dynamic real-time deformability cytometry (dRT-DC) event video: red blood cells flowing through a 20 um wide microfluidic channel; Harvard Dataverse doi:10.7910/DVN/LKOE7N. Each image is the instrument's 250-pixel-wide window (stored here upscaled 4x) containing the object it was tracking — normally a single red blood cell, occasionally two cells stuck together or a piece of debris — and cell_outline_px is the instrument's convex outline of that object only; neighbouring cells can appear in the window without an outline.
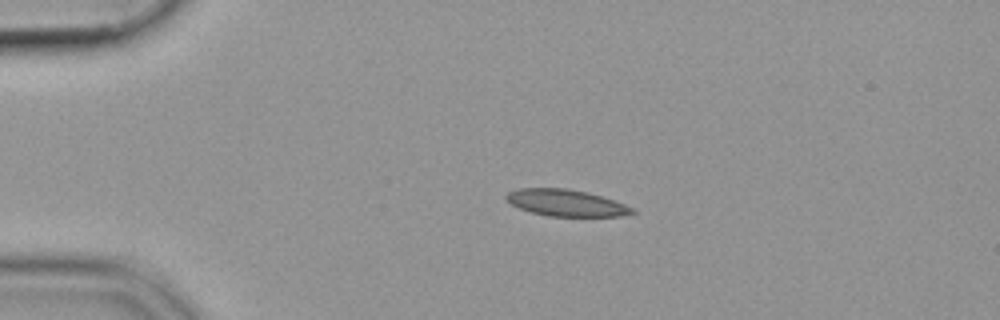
{"species": "common noctule bat (a hibernating species)", "species_latin": "Nyctalus noctula", "temperature_condition": "cold", "stored_images_in_passage": 43, "camera_frame_rate_fps": 3000, "um_per_image_px": 0.085, "animal": {"sex": "female", "body_mass_g": 19.9}, "frame": {"image": 1, "passage_image": 1, "time_ms": 0.0, "image_size_px": [1000, 320], "cell_outline_px": [[636, 212], [620, 216], [548, 216], [532, 212], [520, 208], [504, 200], [504, 196], [508, 192], [520, 188], [568, 188], [588, 192], [636, 208]], "centroid_in_image_um": [48.1, 17.24], "position_along_channel_um": 36.9, "area_um2": 19.54}}
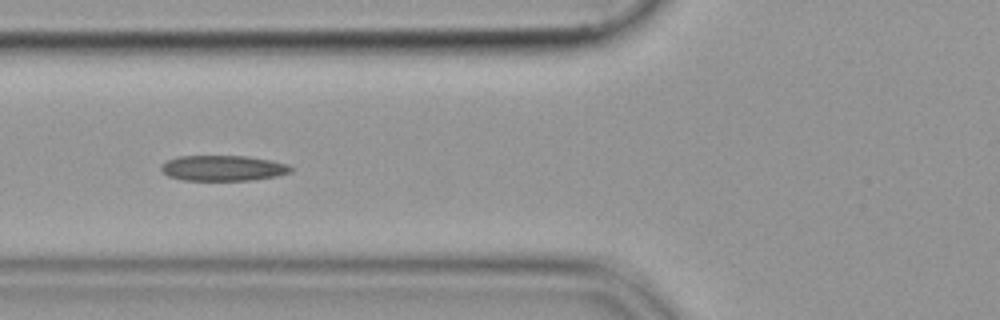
{"frame": {"image": 2, "passage_image": 10, "time_ms": 3.0, "image_size_px": [1000, 320], "cell_outline_px": [[292, 172], [276, 176], [252, 180], [184, 180], [168, 176], [160, 168], [160, 164], [176, 156], [248, 156], [272, 160], [288, 164], [292, 168]], "centroid_in_image_um": [18.96, 14.28], "position_along_channel_um": 106.8, "area_um2": 19.36}}
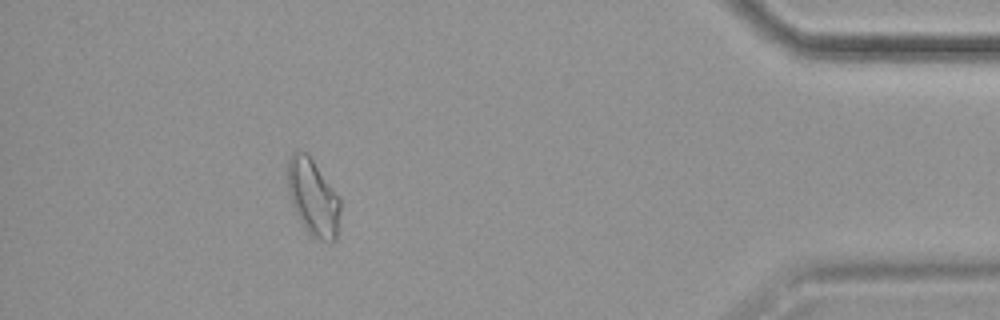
{"frame": {"image": 3, "passage_image": 38, "time_ms": 12.333, "image_size_px": [1000, 320], "cell_outline_px": [[340, 212], [336, 240], [332, 244], [320, 240], [312, 236], [304, 228], [292, 204], [288, 192], [288, 160], [292, 152], [308, 152], [340, 196]], "centroid_in_image_um": [26.64, 16.78], "position_along_channel_um": 408.6, "area_um2": 23.81}}